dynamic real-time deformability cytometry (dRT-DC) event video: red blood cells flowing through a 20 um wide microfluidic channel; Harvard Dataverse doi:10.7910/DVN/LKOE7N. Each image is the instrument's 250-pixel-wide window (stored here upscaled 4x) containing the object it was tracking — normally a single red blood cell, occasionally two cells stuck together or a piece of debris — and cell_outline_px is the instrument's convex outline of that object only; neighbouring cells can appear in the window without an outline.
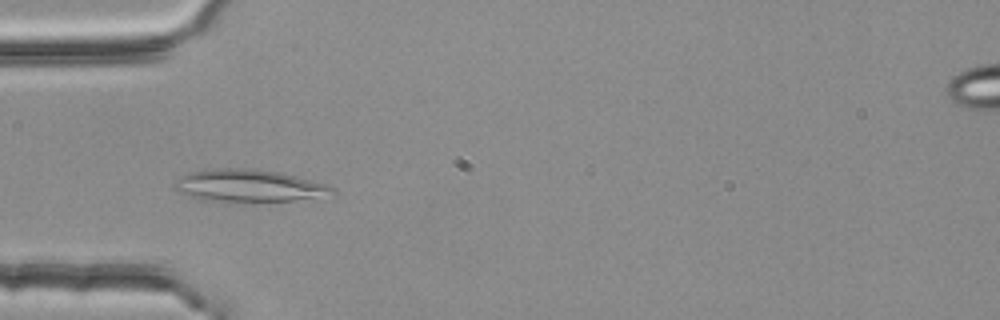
{"species": "common noctule bat (a hibernating species)", "species_latin": "Nyctalus noctula", "temperature_condition": "room temperature", "stored_images_in_passage": 51, "camera_frame_rate_fps": 3000, "um_per_image_px": 0.085, "animal": {"sex": "female", "body_mass_g": 25.1}, "frame": {"image": 1, "passage_image": 16, "time_ms": 5.0, "image_size_px": [1000, 320], "cell_outline_px": [[336, 192], [292, 200], [224, 204], [204, 200], [188, 196], [176, 192], [172, 188], [172, 184], [180, 176], [188, 172], [212, 168], [256, 168], [280, 172], [328, 184]], "centroid_in_image_um": [20.99, 15.8], "position_along_channel_um": 64.0, "area_um2": 30.52}}
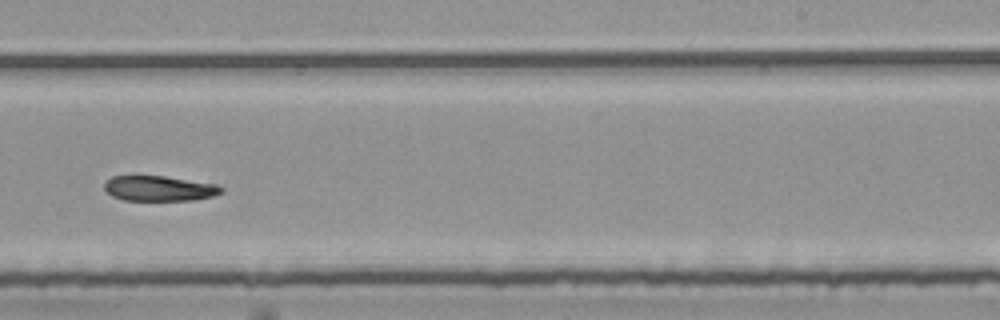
{"frame": {"image": 2, "passage_image": 33, "time_ms": 10.667, "image_size_px": [1000, 320], "cell_outline_px": [[224, 192], [212, 196], [192, 200], [124, 200], [112, 196], [104, 188], [104, 184], [112, 176], [164, 176], [216, 184], [224, 188]], "centroid_in_image_um": [13.56, 16.02], "position_along_channel_um": 275.4, "area_um2": 17.05}}
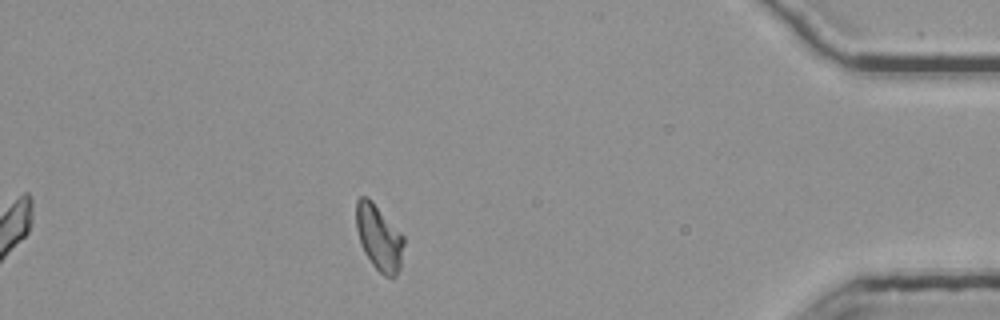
{"frame": {"image": 3, "passage_image": 47, "time_ms": 15.333, "image_size_px": [1000, 320], "cell_outline_px": [[404, 244], [400, 268], [396, 276], [392, 280], [384, 276], [372, 264], [364, 252], [356, 228], [356, 200], [360, 196], [368, 196], [372, 200], [404, 236]], "centroid_in_image_um": [32.22, 20.2], "position_along_channel_um": 403.0, "area_um2": 18.38}, "authors_computed_cell_mechanics": {"area_um2": 18.785, "velocity_mm_per_s": 3.7638, "shape_relaxation_time_tau1_ms": null, "shape_relaxation_time_tau2_ms": 6.5744, "deformation_change_tau1": null, "deformation_change_tau2": 0.1055}}